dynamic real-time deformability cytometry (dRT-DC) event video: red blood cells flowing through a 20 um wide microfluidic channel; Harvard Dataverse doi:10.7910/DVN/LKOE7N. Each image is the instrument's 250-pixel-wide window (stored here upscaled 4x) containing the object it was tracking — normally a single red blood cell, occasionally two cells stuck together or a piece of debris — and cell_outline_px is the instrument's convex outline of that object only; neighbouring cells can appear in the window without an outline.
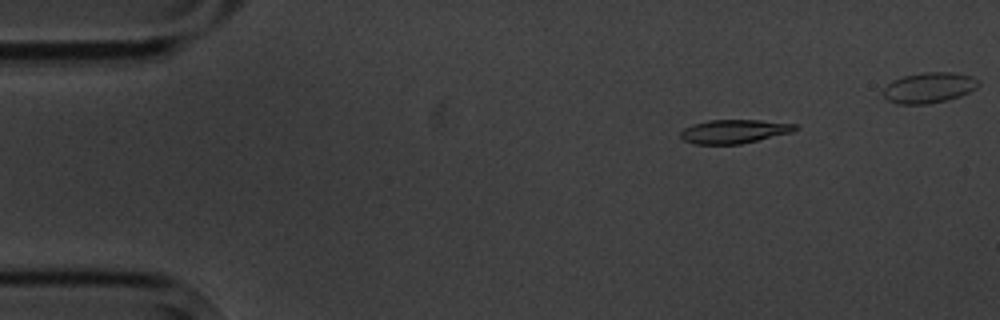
{"species": "common noctule bat (a hibernating species)", "species_latin": "Nyctalus noctula", "temperature_condition": "cold", "stored_images_in_passage": 5, "camera_frame_rate_fps": 3000, "um_per_image_px": 0.085, "animal": {"sex": "male", "body_mass_g": 20.1, "forearm_length_mm": 53.5}, "frame": {"image": 1, "passage_image": 5, "time_ms": 5.667, "image_size_px": [1000, 320], "cell_outline_px": [[800, 128], [792, 132], [740, 144], [696, 144], [684, 140], [680, 136], [680, 132], [684, 128], [692, 124], [708, 120], [760, 120], [796, 124]], "centroid_in_image_um": [62.4, 11.16], "position_along_channel_um": 22.6, "area_um2": 15.84}}